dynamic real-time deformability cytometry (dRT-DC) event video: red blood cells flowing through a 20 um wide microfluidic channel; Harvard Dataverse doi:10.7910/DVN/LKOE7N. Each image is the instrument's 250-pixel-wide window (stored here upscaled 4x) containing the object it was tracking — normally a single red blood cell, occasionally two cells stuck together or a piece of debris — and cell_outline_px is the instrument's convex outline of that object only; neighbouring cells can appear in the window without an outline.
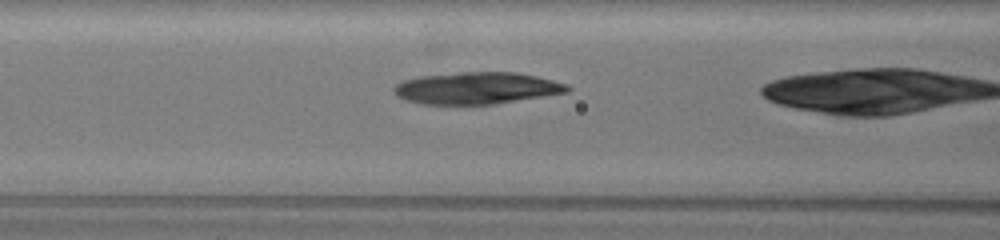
{"species": "common noctule bat (a hibernating species)", "species_latin": "Nyctalus noctula", "temperature_condition": "warm", "stored_images_in_passage": 27, "camera_frame_rate_fps": 3000, "um_per_image_px": 0.085, "animal": {"sex": "female", "body_mass_g": 19.5, "forearm_length_mm": 54.1}, "frame": {"image": 1, "passage_image": 22, "time_ms": 7.0, "image_size_px": [1000, 240], "cell_outline_px": [[572, 88], [568, 92], [496, 104], [420, 104], [404, 100], [396, 96], [392, 88], [396, 84], [404, 80], [420, 76], [460, 72], [516, 72], [536, 76], [552, 80], [564, 84]], "centroid_in_image_um": [40.48, 7.49], "position_along_channel_um": 126.1, "area_um2": 32.25}}